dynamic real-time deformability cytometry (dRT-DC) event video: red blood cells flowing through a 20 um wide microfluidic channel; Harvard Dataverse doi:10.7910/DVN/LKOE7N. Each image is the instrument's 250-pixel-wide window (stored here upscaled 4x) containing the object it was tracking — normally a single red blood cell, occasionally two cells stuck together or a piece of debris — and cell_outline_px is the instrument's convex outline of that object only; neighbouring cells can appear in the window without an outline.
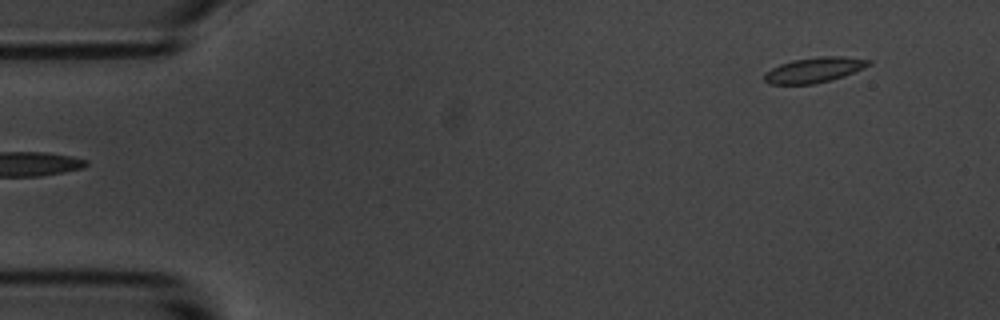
{"species": "common noctule bat (a hibernating species)", "species_latin": "Nyctalus noctula", "temperature_condition": "room temperature", "stored_images_in_passage": 2, "camera_frame_rate_fps": 3000, "um_per_image_px": 0.085, "animal": {"sex": "male", "body_mass_g": 20.1, "forearm_length_mm": 53.5}, "frame": {"image": 1, "passage_image": 2, "time_ms": 1.333, "image_size_px": [1000, 320], "cell_outline_px": [[872, 64], [864, 68], [844, 76], [812, 84], [768, 84], [764, 80], [764, 72], [780, 64], [792, 60], [816, 56], [844, 56], [872, 60]], "centroid_in_image_um": [69.21, 5.93], "position_along_channel_um": 15.8, "area_um2": 15.43}}